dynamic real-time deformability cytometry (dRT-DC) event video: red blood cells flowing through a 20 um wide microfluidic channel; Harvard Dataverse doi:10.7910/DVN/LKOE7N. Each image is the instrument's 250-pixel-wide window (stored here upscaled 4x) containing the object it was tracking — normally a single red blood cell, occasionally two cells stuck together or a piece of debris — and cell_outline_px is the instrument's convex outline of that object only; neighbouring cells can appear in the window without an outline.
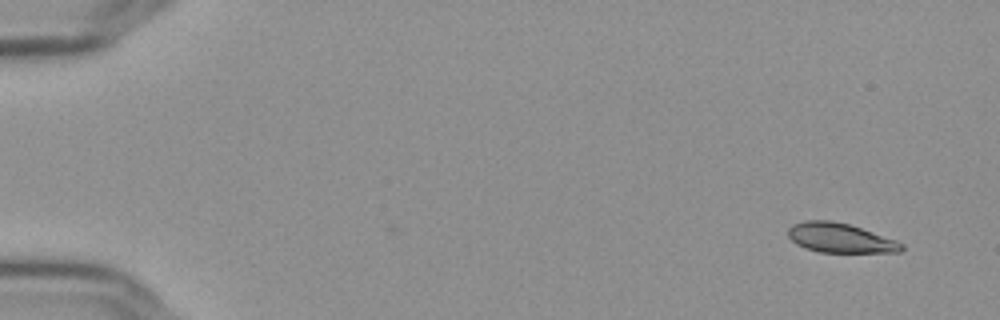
{"species": "Egyptian fruit bat (a non-hibernating species)", "species_latin": "Rousettus aegyptiacus", "temperature_condition": "cold", "stored_images_in_passage": 54, "camera_frame_rate_fps": 3000, "um_per_image_px": 0.085, "frame": {"image": 1, "passage_image": 1, "time_ms": 0.0, "image_size_px": [1000, 320], "cell_outline_px": [[904, 248], [900, 252], [820, 252], [804, 248], [796, 244], [788, 236], [788, 228], [792, 224], [804, 220], [832, 220], [848, 224], [896, 240], [904, 244]], "centroid_in_image_um": [71.38, 20.22], "position_along_channel_um": 13.6, "area_um2": 19.48}}
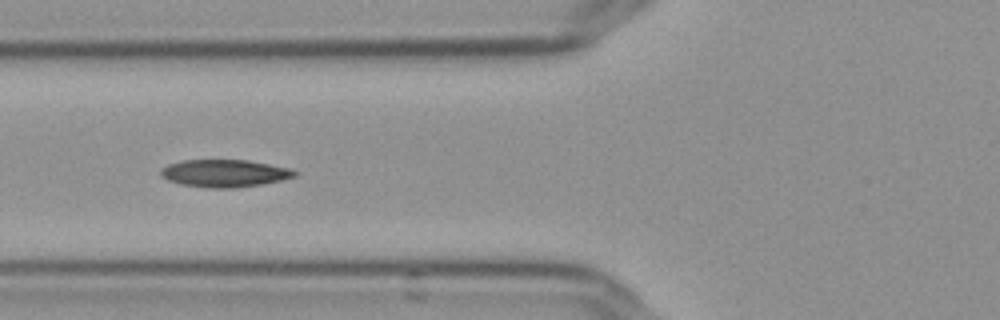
{"frame": {"image": 2, "passage_image": 20, "time_ms": 6.333, "image_size_px": [1000, 320], "cell_outline_px": [[296, 176], [280, 180], [260, 184], [236, 188], [212, 188], [180, 184], [168, 180], [160, 176], [160, 168], [168, 164], [184, 160], [248, 160], [288, 168], [296, 172]], "centroid_in_image_um": [19.02, 14.73], "position_along_channel_um": 106.8, "area_um2": 21.27}}
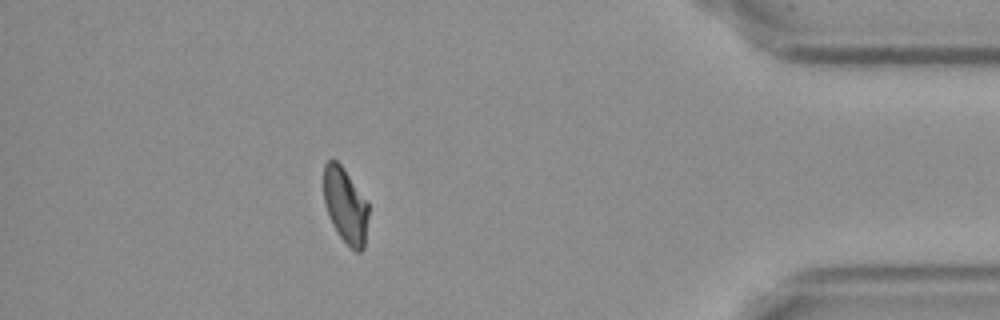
{"frame": {"image": 3, "passage_image": 48, "time_ms": 15.667, "image_size_px": [1000, 320], "cell_outline_px": [[368, 216], [364, 248], [360, 252], [356, 252], [340, 236], [332, 224], [324, 204], [324, 164], [332, 156], [340, 164], [368, 200]], "centroid_in_image_um": [29.36, 17.43], "position_along_channel_um": 405.8, "area_um2": 19.77}, "authors_computed_cell_mechanics": {"area_um2": 20.6346, "velocity_mm_per_s": 3.6358, "shape_relaxation_time_tau1_ms": 9.7368, "shape_relaxation_time_tau2_ms": 7.1411, "deformation_change_tau1": 0.2085, "deformation_change_tau2": 0.0971}}